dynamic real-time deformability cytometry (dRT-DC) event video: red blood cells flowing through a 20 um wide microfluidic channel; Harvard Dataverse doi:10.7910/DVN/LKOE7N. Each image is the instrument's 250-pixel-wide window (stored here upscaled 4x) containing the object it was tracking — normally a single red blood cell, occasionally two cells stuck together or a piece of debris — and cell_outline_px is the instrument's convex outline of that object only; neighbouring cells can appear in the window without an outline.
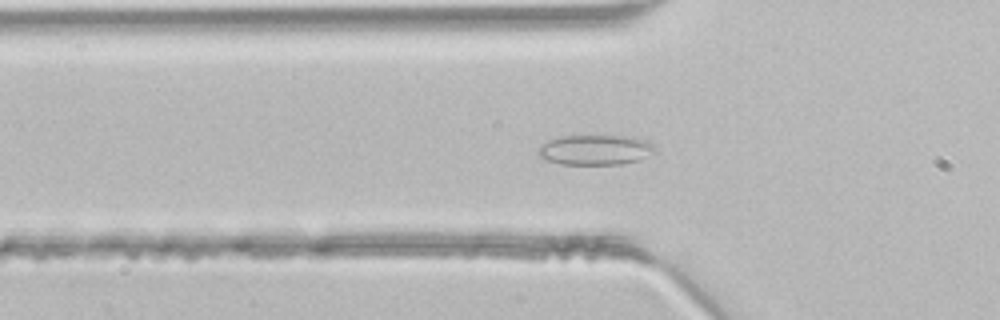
{"species": "common noctule bat (a hibernating species)", "species_latin": "Nyctalus noctula", "temperature_condition": "room temperature", "stored_images_in_passage": 34, "segment_of_instrument_passage": [1, 2], "camera_frame_rate_fps": 3000, "um_per_image_px": 0.085, "animal": {"sex": "male", "body_mass_g": 21.5, "forearm_length_mm": 52.0}, "frame": {"image": 1, "passage_image": 3, "time_ms": 0.667, "image_size_px": [1000, 320], "cell_outline_px": [[656, 152], [636, 160], [620, 164], [560, 164], [548, 160], [540, 156], [540, 148], [544, 144], [560, 136], [632, 136], [644, 140], [652, 144], [656, 148]], "centroid_in_image_um": [50.66, 12.73], "position_along_channel_um": 75.1, "area_um2": 20.0}}
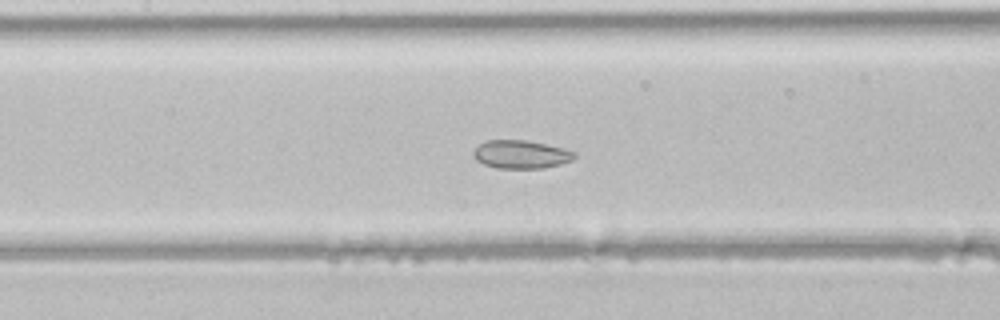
{"frame": {"image": 2, "passage_image": 9, "time_ms": 2.667, "image_size_px": [1000, 320], "cell_outline_px": [[576, 156], [572, 160], [560, 164], [544, 168], [496, 168], [484, 164], [476, 160], [472, 152], [484, 140], [524, 140], [544, 144], [576, 152]], "centroid_in_image_um": [44.26, 13.13], "position_along_channel_um": 163.1, "area_um2": 16.47}}
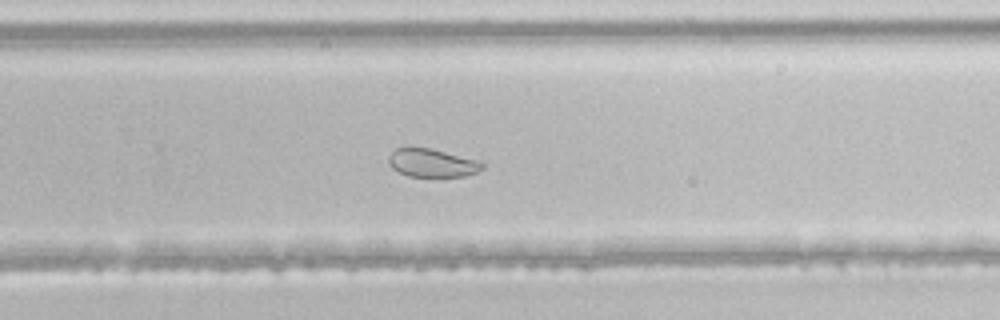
{"frame": {"image": 3, "passage_image": 18, "time_ms": 5.667, "image_size_px": [1000, 320], "cell_outline_px": [[484, 168], [476, 172], [464, 176], [408, 176], [392, 168], [388, 164], [388, 156], [396, 148], [428, 148], [480, 160], [484, 164]], "centroid_in_image_um": [36.73, 13.85], "position_along_channel_um": 293.1, "area_um2": 15.26}}